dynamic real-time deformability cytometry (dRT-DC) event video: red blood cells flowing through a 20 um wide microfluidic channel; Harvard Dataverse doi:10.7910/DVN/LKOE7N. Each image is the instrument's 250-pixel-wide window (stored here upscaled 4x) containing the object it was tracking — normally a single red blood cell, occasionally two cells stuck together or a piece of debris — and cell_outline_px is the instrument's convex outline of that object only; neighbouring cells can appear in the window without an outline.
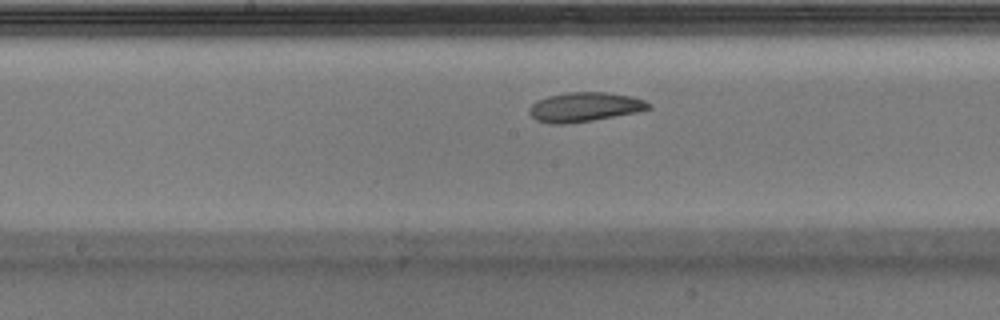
{"species": "Egyptian fruit bat (a non-hibernating species)", "species_latin": "Rousettus aegyptiacus", "temperature_condition": "warm", "stored_images_in_passage": 42, "camera_frame_rate_fps": 3000, "um_per_image_px": 0.085, "animal": {"sex": "male"}, "frame": {"image": 1, "passage_image": 19, "time_ms": 6.0, "image_size_px": [1000, 320], "cell_outline_px": [[652, 108], [636, 112], [592, 120], [564, 124], [552, 124], [536, 120], [528, 112], [528, 108], [532, 104], [548, 96], [568, 92], [604, 92], [632, 96], [644, 100], [652, 104]], "centroid_in_image_um": [49.7, 9.09], "position_along_channel_um": 198.5, "area_um2": 20.29}}
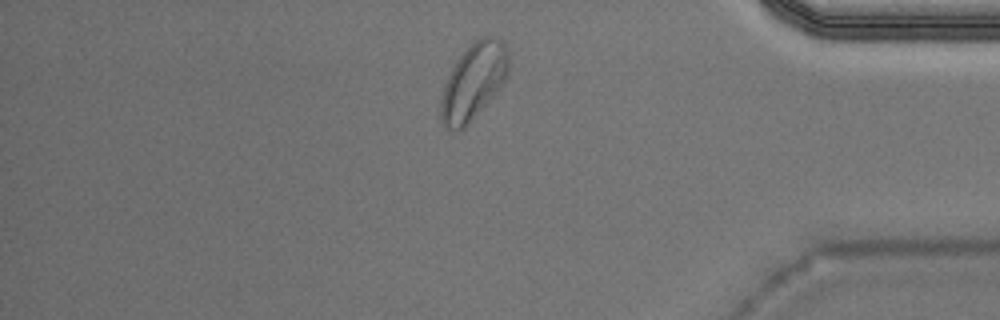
{"frame": {"image": 2, "passage_image": 36, "time_ms": 11.667, "image_size_px": [1000, 320], "cell_outline_px": [[508, 72], [500, 88], [468, 124], [460, 132], [456, 132], [448, 128], [440, 120], [440, 100], [444, 84], [452, 68], [460, 56], [480, 36], [492, 36], [500, 40], [504, 44], [508, 52]], "centroid_in_image_um": [40.23, 6.96], "position_along_channel_um": 395.0, "area_um2": 29.82}}